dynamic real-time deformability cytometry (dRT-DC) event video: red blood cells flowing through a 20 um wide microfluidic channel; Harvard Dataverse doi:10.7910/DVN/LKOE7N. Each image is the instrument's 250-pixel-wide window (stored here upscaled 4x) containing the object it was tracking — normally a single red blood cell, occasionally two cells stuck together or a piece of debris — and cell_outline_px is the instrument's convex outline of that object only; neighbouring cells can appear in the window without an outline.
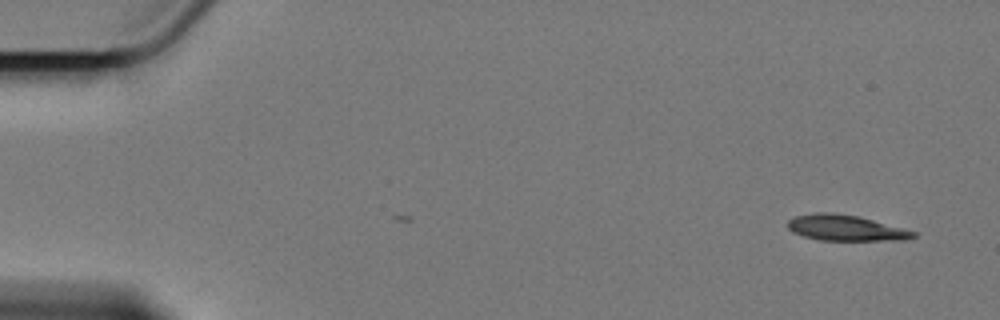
{"species": "Egyptian fruit bat (a non-hibernating species)", "species_latin": "Rousettus aegyptiacus", "temperature_condition": "cold", "stored_images_in_passage": 2, "camera_frame_rate_fps": 3000, "um_per_image_px": 0.085, "animal": {"sex": "female"}, "frame": {"image": 1, "passage_image": 2, "time_ms": 0.333, "image_size_px": [1000, 320], "cell_outline_px": [[916, 236], [908, 240], [820, 240], [804, 236], [792, 232], [788, 228], [788, 220], [796, 216], [816, 212], [832, 212], [860, 216], [916, 232]], "centroid_in_image_um": [71.88, 19.37], "position_along_channel_um": 13.1, "area_um2": 18.84}}